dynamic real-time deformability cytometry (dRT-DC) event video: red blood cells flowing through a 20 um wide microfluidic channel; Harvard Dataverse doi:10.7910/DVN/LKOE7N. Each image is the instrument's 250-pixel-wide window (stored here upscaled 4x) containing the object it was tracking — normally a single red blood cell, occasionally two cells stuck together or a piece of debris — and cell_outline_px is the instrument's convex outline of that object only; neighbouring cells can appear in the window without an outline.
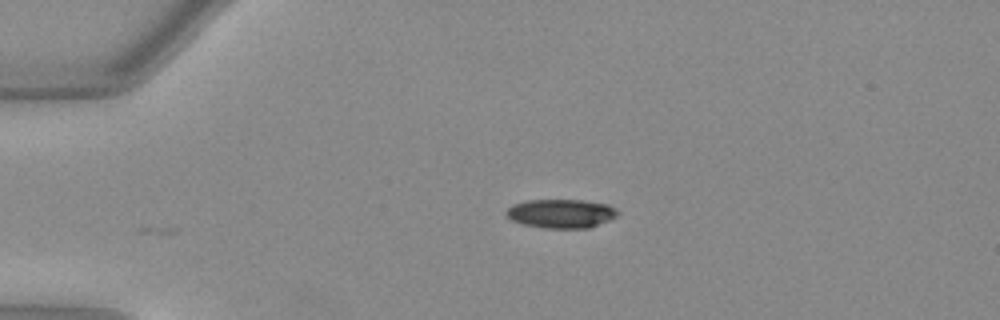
{"species": "Egyptian fruit bat (a non-hibernating species)", "species_latin": "Rousettus aegyptiacus", "temperature_condition": "warm", "stored_images_in_passage": 18, "camera_frame_rate_fps": 3000, "um_per_image_px": 0.085, "animal": {"sex": "female"}, "frame": {"image": 1, "passage_image": 1, "time_ms": 0.0, "image_size_px": [1000, 320], "cell_outline_px": [[620, 212], [616, 216], [608, 220], [588, 228], [544, 228], [524, 224], [512, 220], [504, 216], [504, 212], [512, 204], [528, 200], [580, 200], [608, 204], [616, 208]], "centroid_in_image_um": [47.66, 18.14], "position_along_channel_um": 37.3, "area_um2": 18.79}}
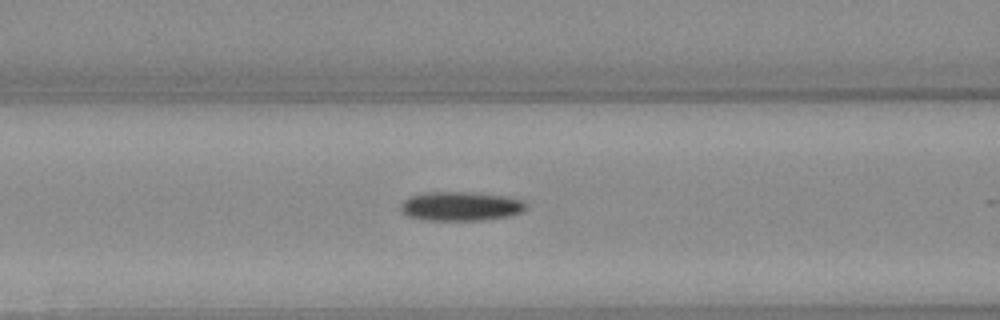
{"frame": {"image": 2, "passage_image": 11, "time_ms": 3.333, "image_size_px": [1000, 320], "cell_outline_px": [[528, 208], [512, 216], [480, 220], [424, 220], [408, 216], [400, 208], [400, 204], [408, 196], [428, 192], [476, 192], [508, 196], [524, 200]], "centroid_in_image_um": [39.2, 17.52], "position_along_channel_um": 127.4, "area_um2": 21.56}}
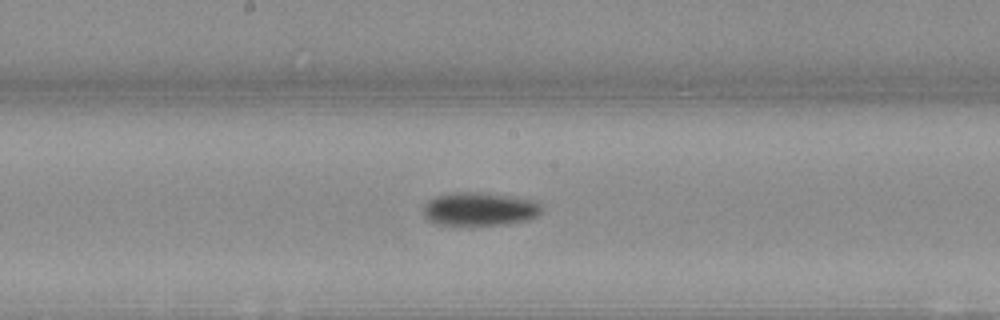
{"frame": {"image": 3, "passage_image": 17, "time_ms": 5.333, "image_size_px": [1000, 320], "cell_outline_px": [[544, 204], [540, 212], [536, 216], [528, 220], [504, 224], [440, 224], [428, 220], [424, 212], [424, 208], [428, 200], [436, 196], [460, 192], [484, 192], [540, 200]], "centroid_in_image_um": [40.86, 17.74], "position_along_channel_um": 207.3, "area_um2": 22.95}}